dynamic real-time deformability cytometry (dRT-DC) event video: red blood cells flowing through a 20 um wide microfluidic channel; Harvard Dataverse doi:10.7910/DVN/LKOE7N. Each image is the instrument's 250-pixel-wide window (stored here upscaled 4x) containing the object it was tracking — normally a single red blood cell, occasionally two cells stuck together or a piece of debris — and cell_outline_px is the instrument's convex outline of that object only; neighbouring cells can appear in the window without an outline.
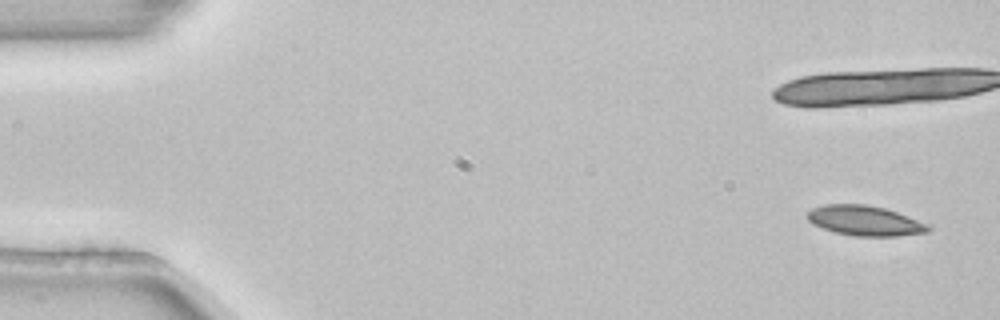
{"species": "common noctule bat (a hibernating species)", "species_latin": "Nyctalus noctula", "temperature_condition": "room temperature", "stored_images_in_passage": 7, "camera_frame_rate_fps": 3000, "um_per_image_px": 0.085, "animal": {"sex": "female", "body_mass_g": 22.7, "forearm_length_mm": 54.2}, "frame": {"image": 1, "passage_image": 1, "time_ms": 0.0, "image_size_px": [1000, 320], "cell_outline_px": [[932, 228], [928, 232], [896, 236], [856, 236], [836, 232], [812, 224], [804, 216], [812, 208], [824, 204], [864, 204], [884, 208], [908, 216], [928, 224]], "centroid_in_image_um": [73.49, 18.75], "position_along_channel_um": 11.5, "area_um2": 21.1}}